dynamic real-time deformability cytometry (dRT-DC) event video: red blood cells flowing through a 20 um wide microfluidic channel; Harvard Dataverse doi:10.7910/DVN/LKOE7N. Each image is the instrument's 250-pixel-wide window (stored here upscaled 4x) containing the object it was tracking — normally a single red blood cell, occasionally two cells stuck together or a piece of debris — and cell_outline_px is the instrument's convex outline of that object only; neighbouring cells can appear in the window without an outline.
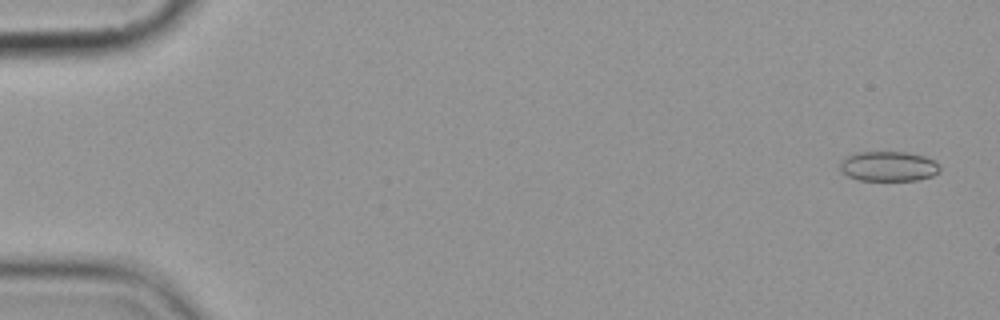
{"species": "common noctule bat (a hibernating species)", "species_latin": "Nyctalus noctula", "temperature_condition": "cold", "stored_images_in_passage": 6, "camera_frame_rate_fps": 3000, "um_per_image_px": 0.085, "animal": {"sex": "female", "body_mass_g": 19.9}, "frame": {"image": 1, "passage_image": 1, "time_ms": 0.0, "image_size_px": [1000, 320], "cell_outline_px": [[940, 168], [932, 176], [916, 180], [860, 180], [848, 176], [840, 168], [840, 164], [844, 156], [856, 152], [908, 152], [924, 156], [932, 160]], "centroid_in_image_um": [75.47, 14.12], "position_along_channel_um": 9.5, "area_um2": 17.22}}
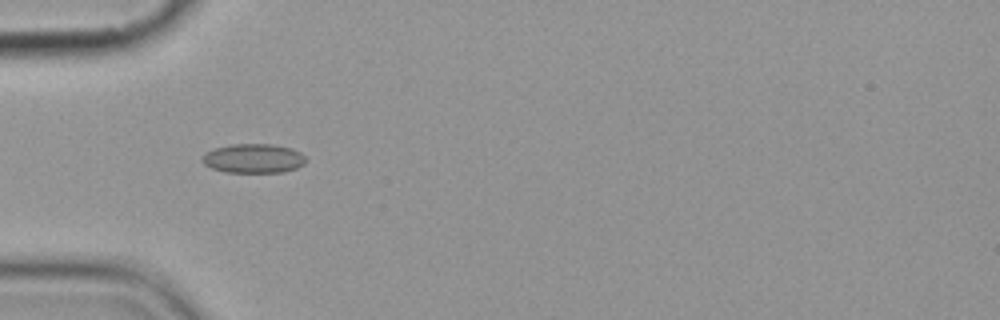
{"frame": {"image": 2, "passage_image": 5, "time_ms": 5.333, "image_size_px": [1000, 320], "cell_outline_px": [[304, 164], [296, 168], [284, 172], [224, 172], [212, 168], [204, 164], [200, 160], [212, 148], [232, 144], [272, 144], [292, 148], [300, 152], [304, 156]], "centroid_in_image_um": [21.53, 13.46], "position_along_channel_um": 63.5, "area_um2": 17.63}}
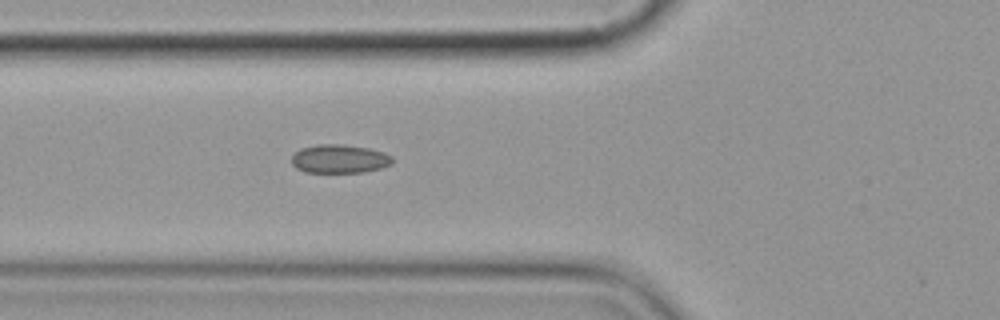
{"frame": {"image": 3, "passage_image": 6, "time_ms": 6.333, "image_size_px": [1000, 320], "cell_outline_px": [[392, 164], [380, 168], [364, 172], [304, 172], [296, 168], [292, 164], [292, 156], [300, 148], [316, 144], [344, 144], [368, 148], [384, 152], [392, 156]], "centroid_in_image_um": [28.85, 13.49], "position_along_channel_um": 97.0, "area_um2": 16.88}}